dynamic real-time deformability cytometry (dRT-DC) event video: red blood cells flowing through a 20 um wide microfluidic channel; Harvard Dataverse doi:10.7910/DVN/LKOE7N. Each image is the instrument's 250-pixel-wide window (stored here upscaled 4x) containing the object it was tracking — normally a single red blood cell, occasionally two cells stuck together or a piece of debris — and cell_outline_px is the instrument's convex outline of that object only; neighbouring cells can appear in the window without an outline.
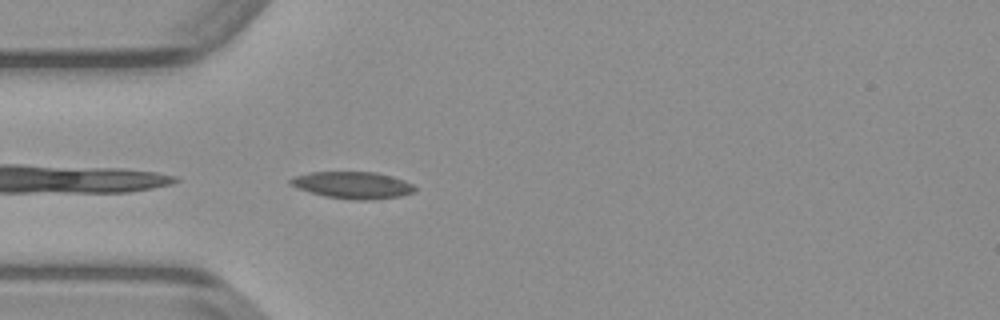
{"species": "common noctule bat (a hibernating species)", "species_latin": "Nyctalus noctula", "temperature_condition": "warm", "stored_images_in_passage": 30, "camera_frame_rate_fps": 3000, "um_per_image_px": 0.085, "animal": {"sex": "male", "body_mass_g": 23.1, "forearm_length_mm": 52.7}, "frame": {"image": 1, "passage_image": 1, "time_ms": 0.0, "image_size_px": [1000, 320], "cell_outline_px": [[416, 192], [400, 196], [372, 200], [352, 200], [324, 196], [288, 184], [288, 180], [296, 176], [312, 172], [376, 172], [392, 176], [404, 180], [412, 184], [416, 188]], "centroid_in_image_um": [30.03, 15.74], "position_along_channel_um": 55.0, "area_um2": 19.48}}
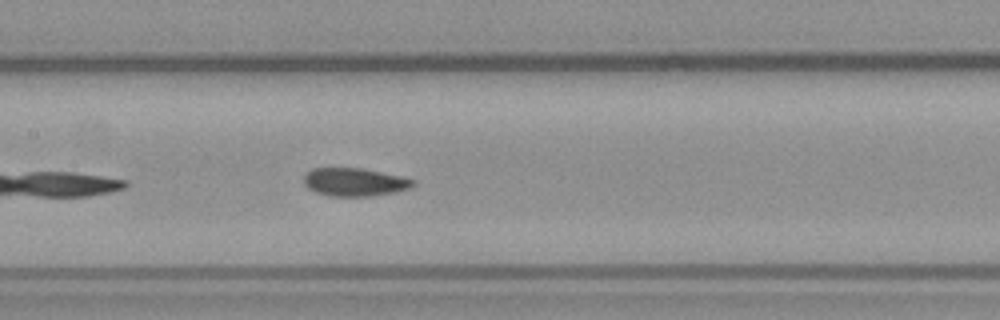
{"frame": {"image": 2, "passage_image": 10, "time_ms": 3.0, "image_size_px": [1000, 320], "cell_outline_px": [[416, 184], [412, 188], [396, 192], [372, 196], [328, 196], [316, 192], [308, 188], [304, 184], [304, 176], [312, 168], [364, 168], [400, 176], [416, 180]], "centroid_in_image_um": [30.18, 15.48], "position_along_channel_um": 177.2, "area_um2": 18.09}}
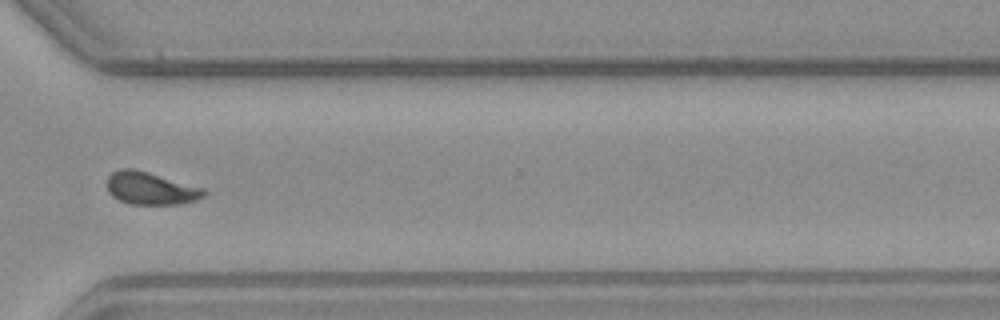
{"frame": {"image": 3, "passage_image": 23, "time_ms": 7.333, "image_size_px": [1000, 320], "cell_outline_px": [[208, 192], [204, 196], [196, 200], [180, 204], [128, 204], [112, 196], [108, 192], [108, 176], [112, 172], [120, 168], [132, 168], [148, 172], [204, 188]], "centroid_in_image_um": [12.81, 16.01], "position_along_channel_um": 357.8, "area_um2": 18.38}}